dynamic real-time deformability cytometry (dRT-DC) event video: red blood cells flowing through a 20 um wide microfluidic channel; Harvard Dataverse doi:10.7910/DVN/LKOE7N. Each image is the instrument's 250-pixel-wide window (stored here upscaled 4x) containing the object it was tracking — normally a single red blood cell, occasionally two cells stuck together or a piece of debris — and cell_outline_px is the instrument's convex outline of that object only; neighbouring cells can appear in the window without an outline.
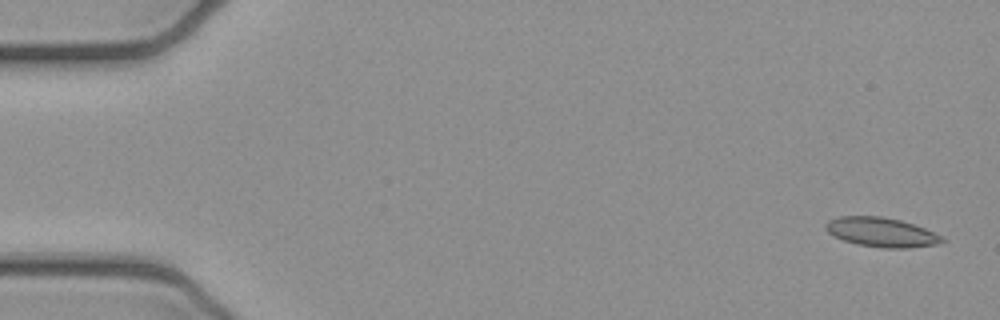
{"species": "common noctule bat (a hibernating species)", "species_latin": "Nyctalus noctula", "temperature_condition": "cold", "stored_images_in_passage": 7, "camera_frame_rate_fps": 3000, "um_per_image_px": 0.085, "animal": {"sex": "female", "body_mass_g": 21.9}, "frame": {"image": 1, "passage_image": 1, "time_ms": 0.0, "image_size_px": [1000, 320], "cell_outline_px": [[948, 240], [940, 244], [912, 248], [880, 248], [856, 244], [844, 240], [828, 232], [824, 228], [824, 224], [828, 220], [840, 216], [880, 216], [900, 220], [924, 228], [944, 236]], "centroid_in_image_um": [74.96, 19.75], "position_along_channel_um": 10.0, "area_um2": 20.17}}
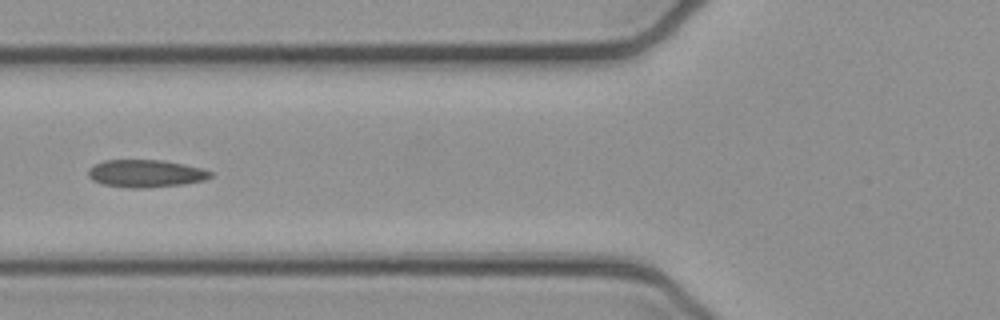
{"frame": {"image": 2, "passage_image": 6, "time_ms": 1.667, "image_size_px": [1000, 320], "cell_outline_px": [[212, 176], [204, 180], [184, 184], [144, 188], [128, 188], [104, 184], [92, 180], [88, 176], [88, 168], [104, 160], [164, 160], [184, 164], [200, 168], [212, 172]], "centroid_in_image_um": [12.37, 14.75], "position_along_channel_um": 113.4, "area_um2": 19.59}}
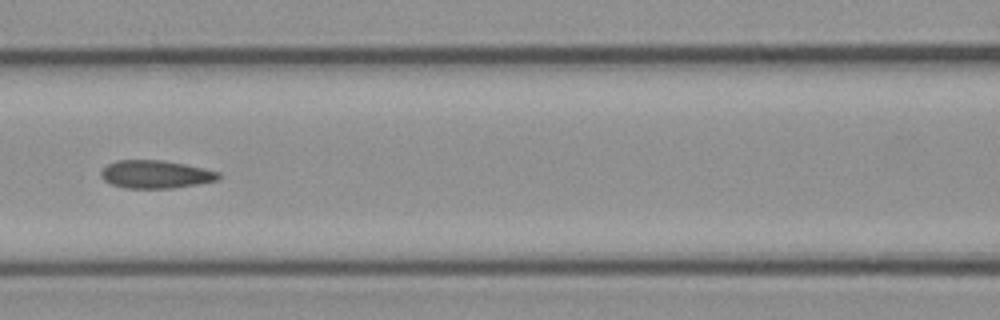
{"frame": {"image": 3, "passage_image": 7, "time_ms": 2.0, "image_size_px": [1000, 320], "cell_outline_px": [[220, 180], [172, 188], [124, 188], [112, 184], [104, 180], [100, 176], [100, 172], [108, 164], [116, 160], [160, 160], [184, 164], [204, 168], [220, 172]], "centroid_in_image_um": [13.23, 14.82], "position_along_channel_um": 153.4, "area_um2": 19.13}}